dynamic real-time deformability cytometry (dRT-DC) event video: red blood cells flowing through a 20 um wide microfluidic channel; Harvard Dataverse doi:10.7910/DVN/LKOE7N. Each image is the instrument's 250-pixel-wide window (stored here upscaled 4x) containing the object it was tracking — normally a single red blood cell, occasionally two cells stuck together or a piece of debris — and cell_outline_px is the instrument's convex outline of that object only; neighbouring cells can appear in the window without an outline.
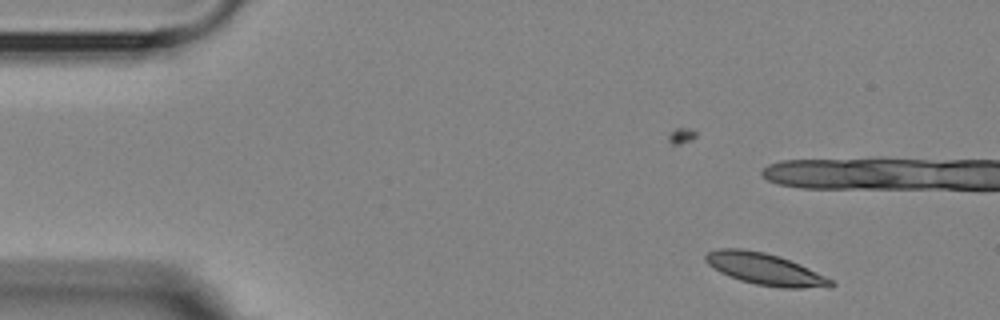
{"species": "Egyptian fruit bat (a non-hibernating species)", "species_latin": "Rousettus aegyptiacus", "temperature_condition": "room temperature", "stored_images_in_passage": 6, "segment_of_instrument_passage": [2, 2], "camera_frame_rate_fps": 3000, "um_per_image_px": 0.085, "animal": {"sex": "female"}, "frame": {"image": 1, "passage_image": 6, "time_ms": 6.0, "image_size_px": [1000, 320], "cell_outline_px": [[836, 284], [832, 288], [780, 288], [756, 284], [740, 280], [720, 272], [708, 264], [704, 260], [704, 256], [708, 252], [720, 248], [744, 248], [764, 252], [780, 256], [800, 264], [832, 280]], "centroid_in_image_um": [65.05, 22.88], "position_along_channel_um": 20.0, "area_um2": 23.24}}